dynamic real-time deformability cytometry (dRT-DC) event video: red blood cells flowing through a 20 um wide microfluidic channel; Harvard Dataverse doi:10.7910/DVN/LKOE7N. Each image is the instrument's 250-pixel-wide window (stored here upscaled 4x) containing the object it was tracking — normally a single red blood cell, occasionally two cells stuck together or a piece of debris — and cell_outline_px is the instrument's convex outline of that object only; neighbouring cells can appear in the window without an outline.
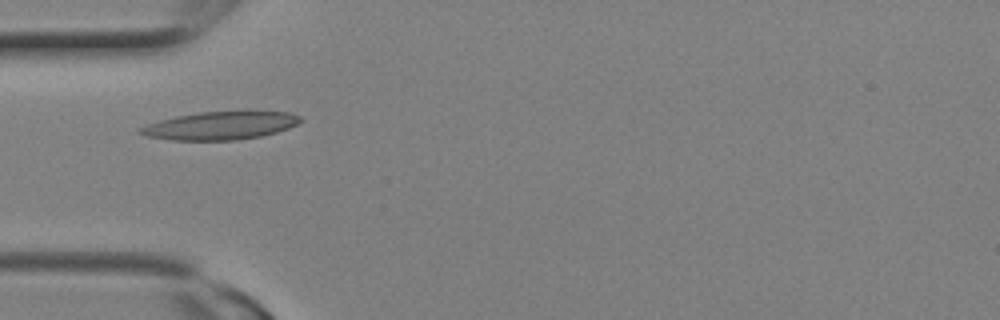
{"species": "Egyptian fruit bat (a non-hibernating species)", "species_latin": "Rousettus aegyptiacus", "temperature_condition": "room temperature", "stored_images_in_passage": 2, "camera_frame_rate_fps": 3000, "um_per_image_px": 0.085, "animal": {"sex": "female"}, "frame": {"image": 1, "passage_image": 1, "time_ms": 0.0, "image_size_px": [1000, 320], "cell_outline_px": [[304, 120], [288, 128], [276, 132], [260, 136], [236, 140], [172, 140], [144, 136], [136, 132], [136, 128], [160, 120], [176, 116], [200, 112], [288, 112], [300, 116]], "centroid_in_image_um": [18.66, 10.69], "position_along_channel_um": 66.3, "area_um2": 26.01}}